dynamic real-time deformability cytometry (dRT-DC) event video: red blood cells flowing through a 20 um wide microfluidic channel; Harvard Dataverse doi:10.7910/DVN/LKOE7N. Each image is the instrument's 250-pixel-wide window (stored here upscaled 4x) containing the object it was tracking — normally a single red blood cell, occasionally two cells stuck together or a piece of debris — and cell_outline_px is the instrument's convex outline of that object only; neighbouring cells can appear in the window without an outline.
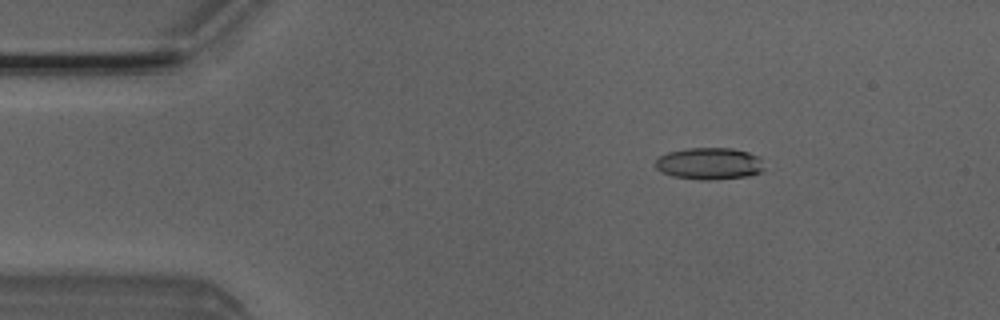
{"species": "Egyptian fruit bat (a non-hibernating species)", "species_latin": "Rousettus aegyptiacus", "temperature_condition": "room temperature", "stored_images_in_passage": 50, "camera_frame_rate_fps": 3000, "um_per_image_px": 0.085, "animal": {"sex": "male"}, "frame": {"image": 1, "passage_image": 8, "time_ms": 2.333, "image_size_px": [1000, 320], "cell_outline_px": [[764, 168], [760, 172], [748, 176], [708, 180], [700, 180], [672, 176], [656, 168], [656, 160], [660, 156], [668, 152], [688, 148], [732, 148], [748, 152], [760, 156]], "centroid_in_image_um": [60.32, 13.9], "position_along_channel_um": 24.7, "area_um2": 20.17}}
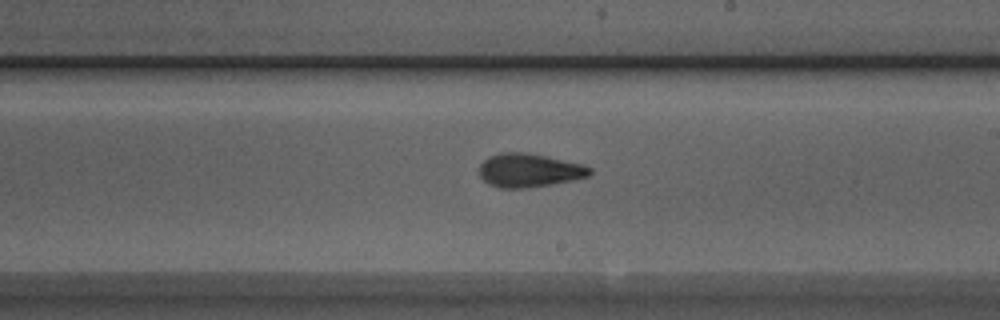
{"frame": {"image": 2, "passage_image": 29, "time_ms": 9.333, "image_size_px": [1000, 320], "cell_outline_px": [[592, 172], [588, 176], [572, 180], [552, 184], [528, 188], [500, 188], [488, 184], [480, 176], [480, 164], [488, 156], [500, 152], [524, 152], [584, 164], [592, 168]], "centroid_in_image_um": [44.97, 14.48], "position_along_channel_um": 244.0, "area_um2": 21.68}}
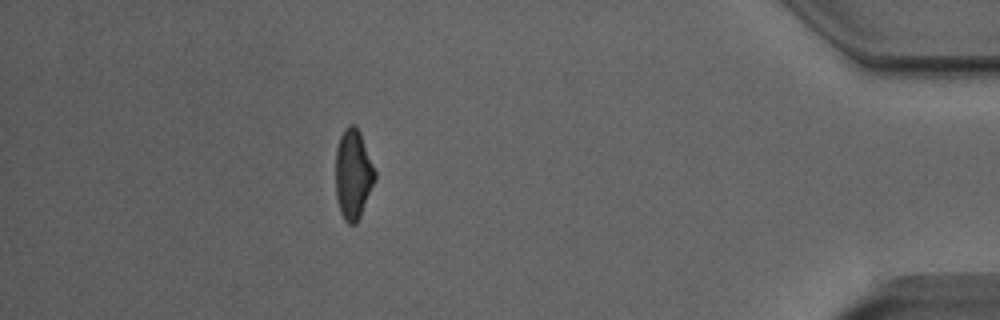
{"frame": {"image": 3, "passage_image": 45, "time_ms": 14.667, "image_size_px": [1000, 320], "cell_outline_px": [[376, 180], [360, 216], [356, 224], [348, 224], [344, 220], [340, 212], [336, 200], [336, 148], [340, 136], [344, 128], [348, 124], [356, 124], [360, 132], [376, 172]], "centroid_in_image_um": [30.01, 14.81], "position_along_channel_um": 405.2, "area_um2": 20.81}, "authors_computed_cell_mechanics": {"area_um2": 20.6346, "velocity_mm_per_s": 4.0387, "shape_relaxation_time_tau1_ms": 4.8299, "shape_relaxation_time_tau2_ms": 2.8985, "deformation_change_tau1": 0.1583, "deformation_change_tau2": 0.1043}}